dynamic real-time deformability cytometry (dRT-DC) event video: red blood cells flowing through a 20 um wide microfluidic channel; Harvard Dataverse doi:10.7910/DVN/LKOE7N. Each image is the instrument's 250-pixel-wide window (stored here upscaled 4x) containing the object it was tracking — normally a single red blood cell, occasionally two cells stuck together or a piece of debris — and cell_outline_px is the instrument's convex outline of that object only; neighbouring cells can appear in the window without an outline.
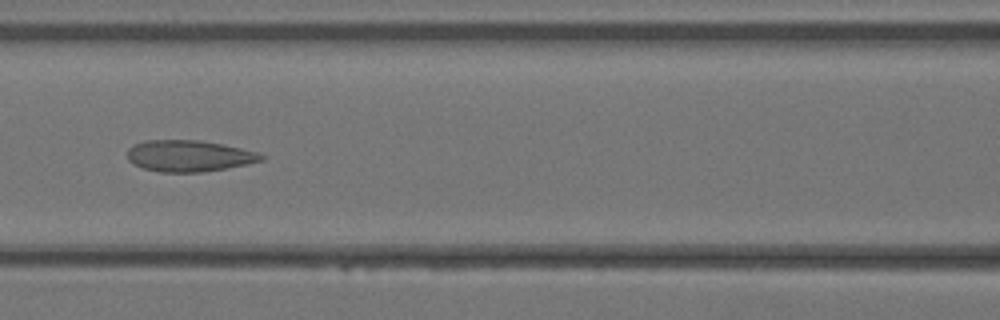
{"species": "Egyptian fruit bat (a non-hibernating species)", "species_latin": "Rousettus aegyptiacus", "temperature_condition": "warm", "stored_images_in_passage": 34, "camera_frame_rate_fps": 3000, "um_per_image_px": 0.085, "animal": {"sex": "female"}, "frame": {"image": 1, "passage_image": 14, "time_ms": 4.333, "image_size_px": [1000, 320], "cell_outline_px": [[264, 160], [248, 164], [200, 172], [160, 172], [144, 168], [132, 164], [128, 160], [128, 148], [144, 140], [196, 140], [224, 144], [260, 152], [264, 156]], "centroid_in_image_um": [16.08, 13.24], "position_along_channel_um": 150.5, "area_um2": 24.51}}
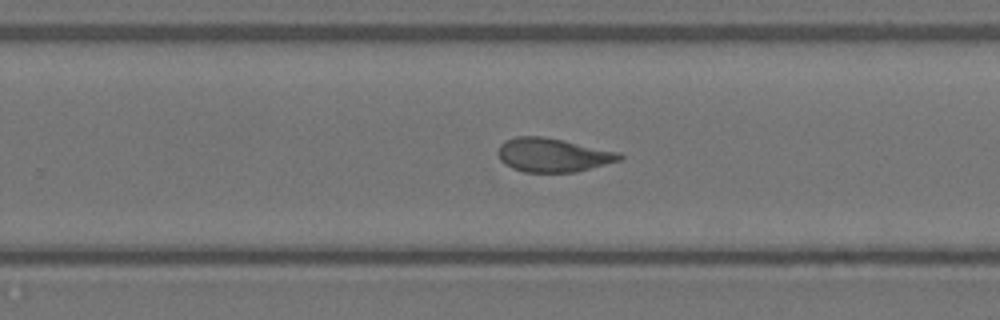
{"frame": {"image": 2, "passage_image": 21, "time_ms": 6.667, "image_size_px": [1000, 320], "cell_outline_px": [[624, 156], [620, 160], [576, 172], [524, 172], [512, 168], [504, 164], [500, 160], [496, 152], [500, 144], [504, 140], [516, 136], [540, 136], [564, 140], [620, 152]], "centroid_in_image_um": [46.96, 13.17], "position_along_channel_um": 282.8, "area_um2": 24.1}}
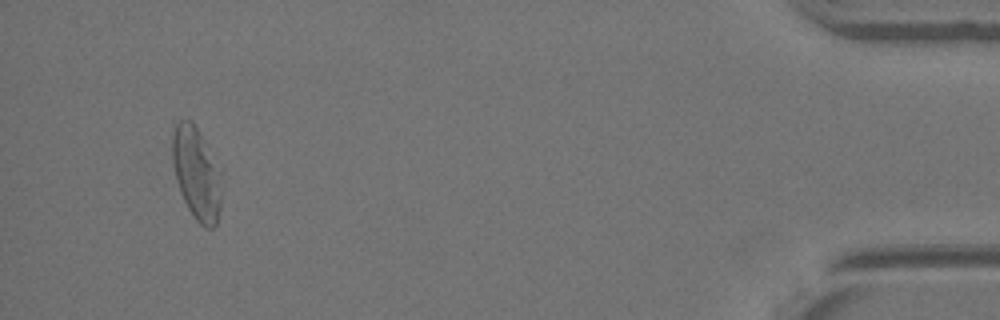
{"frame": {"image": 3, "passage_image": 32, "time_ms": 10.333, "image_size_px": [1000, 320], "cell_outline_px": [[220, 208], [216, 224], [212, 228], [204, 228], [196, 220], [188, 208], [180, 192], [176, 180], [172, 160], [172, 132], [176, 124], [180, 120], [192, 120], [204, 140], [220, 196]], "centroid_in_image_um": [16.59, 14.76], "position_along_channel_um": 418.6, "area_um2": 24.8}}